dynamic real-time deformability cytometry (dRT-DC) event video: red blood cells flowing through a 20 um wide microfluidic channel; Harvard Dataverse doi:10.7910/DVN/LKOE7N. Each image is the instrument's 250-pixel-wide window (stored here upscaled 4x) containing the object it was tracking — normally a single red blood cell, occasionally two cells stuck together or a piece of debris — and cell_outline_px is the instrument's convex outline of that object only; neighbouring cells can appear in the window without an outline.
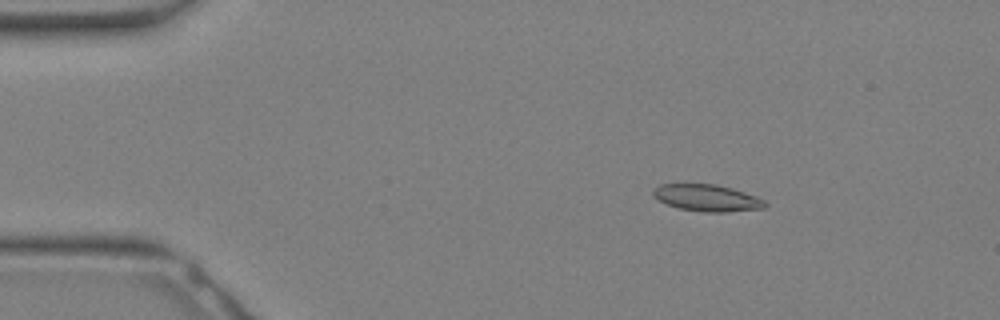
{"species": "Egyptian fruit bat (a non-hibernating species)", "species_latin": "Rousettus aegyptiacus", "temperature_condition": "warm", "stored_images_in_passage": 13, "camera_frame_rate_fps": 3000, "um_per_image_px": 0.085, "animal": {"sex": "female"}, "frame": {"image": 1, "passage_image": 6, "time_ms": 1.667, "image_size_px": [1000, 320], "cell_outline_px": [[768, 204], [764, 208], [728, 212], [704, 212], [680, 208], [668, 204], [652, 196], [652, 192], [660, 184], [716, 184], [732, 188], [756, 196], [764, 200]], "centroid_in_image_um": [60.13, 16.82], "position_along_channel_um": 24.9, "area_um2": 17.34}}
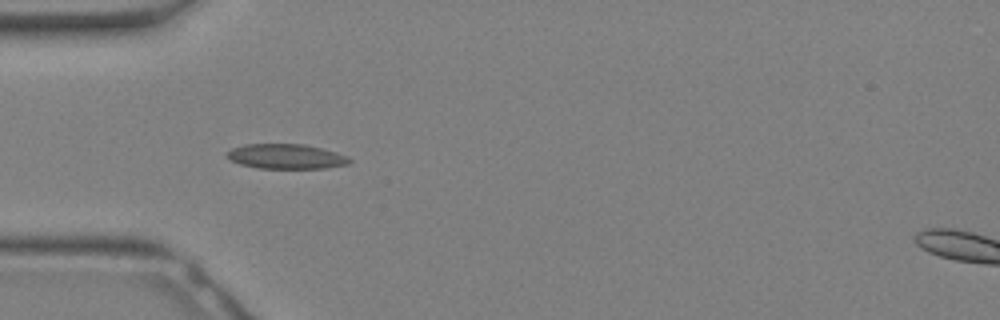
{"frame": {"image": 2, "passage_image": 11, "time_ms": 3.333, "image_size_px": [1000, 320], "cell_outline_px": [[352, 160], [348, 164], [324, 168], [260, 168], [240, 164], [224, 156], [232, 148], [244, 144], [304, 144], [336, 152], [348, 156]], "centroid_in_image_um": [24.32, 13.29], "position_along_channel_um": 60.7, "area_um2": 17.63}}
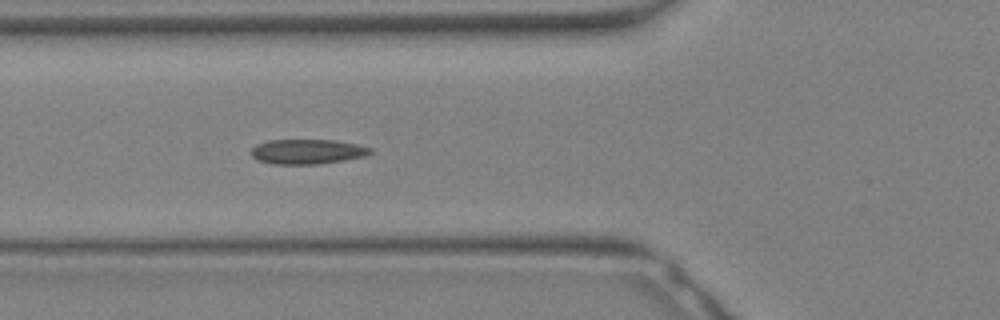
{"frame": {"image": 3, "passage_image": 13, "time_ms": 4.0, "image_size_px": [1000, 320], "cell_outline_px": [[372, 152], [364, 156], [320, 164], [272, 164], [256, 160], [252, 156], [252, 148], [256, 144], [268, 140], [336, 140], [360, 144], [372, 148]], "centroid_in_image_um": [26.12, 12.88], "position_along_channel_um": 99.7, "area_um2": 17.34}}